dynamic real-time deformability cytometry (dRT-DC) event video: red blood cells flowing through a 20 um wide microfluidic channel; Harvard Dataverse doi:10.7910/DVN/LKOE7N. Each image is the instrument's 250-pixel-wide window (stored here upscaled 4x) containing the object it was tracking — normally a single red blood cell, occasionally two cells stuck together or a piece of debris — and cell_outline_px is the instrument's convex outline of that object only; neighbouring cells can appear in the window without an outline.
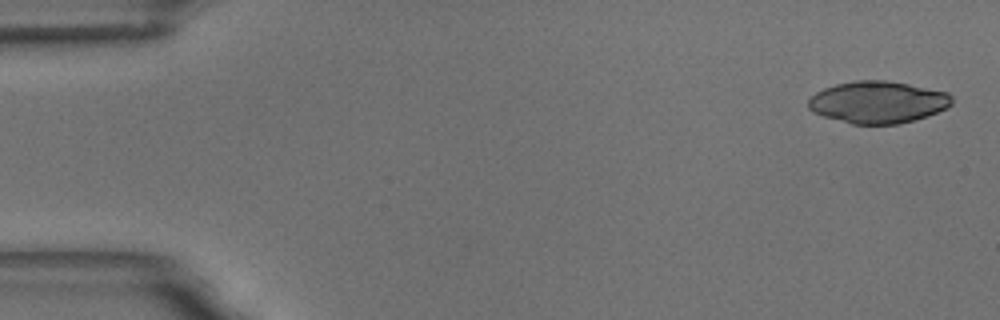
{"species": "common noctule bat (a hibernating species)", "species_latin": "Nyctalus noctula", "temperature_condition": "room temperature", "stored_images_in_passage": 4, "camera_frame_rate_fps": 3000, "um_per_image_px": 0.085, "animal": {"sex": "male", "body_mass_g": 18.8}, "frame": {"image": 1, "passage_image": 1, "time_ms": 0.0, "image_size_px": [1000, 320], "cell_outline_px": [[952, 104], [948, 108], [928, 116], [916, 120], [900, 124], [852, 124], [824, 116], [812, 112], [808, 108], [808, 100], [816, 92], [824, 88], [836, 84], [856, 80], [884, 80], [908, 84], [948, 92], [952, 96]], "centroid_in_image_um": [74.64, 8.69], "position_along_channel_um": 10.4, "area_um2": 35.32}}